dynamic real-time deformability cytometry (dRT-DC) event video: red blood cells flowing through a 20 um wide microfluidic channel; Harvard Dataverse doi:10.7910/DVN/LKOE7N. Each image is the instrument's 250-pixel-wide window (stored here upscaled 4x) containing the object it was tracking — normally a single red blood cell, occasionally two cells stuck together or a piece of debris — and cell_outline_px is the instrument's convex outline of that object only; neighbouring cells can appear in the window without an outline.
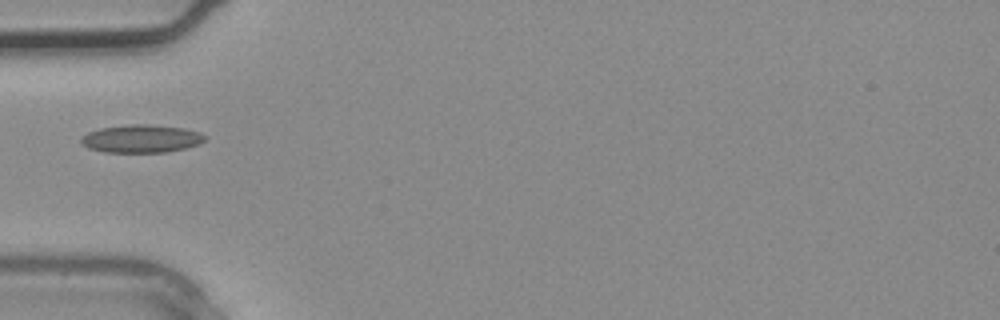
{"species": "common noctule bat (a hibernating species)", "species_latin": "Nyctalus noctula", "temperature_condition": "warm", "stored_images_in_passage": 3, "camera_frame_rate_fps": 3000, "um_per_image_px": 0.085, "animal": {"sex": "male", "body_mass_g": 20.4}, "frame": {"image": 1, "passage_image": 3, "time_ms": 0.667, "image_size_px": [1000, 320], "cell_outline_px": [[208, 136], [200, 144], [168, 152], [104, 152], [88, 148], [80, 144], [80, 136], [88, 132], [100, 128], [132, 124], [148, 124], [184, 128], [200, 132]], "centroid_in_image_um": [12.0, 11.79], "position_along_channel_um": 73.0, "area_um2": 20.35}}